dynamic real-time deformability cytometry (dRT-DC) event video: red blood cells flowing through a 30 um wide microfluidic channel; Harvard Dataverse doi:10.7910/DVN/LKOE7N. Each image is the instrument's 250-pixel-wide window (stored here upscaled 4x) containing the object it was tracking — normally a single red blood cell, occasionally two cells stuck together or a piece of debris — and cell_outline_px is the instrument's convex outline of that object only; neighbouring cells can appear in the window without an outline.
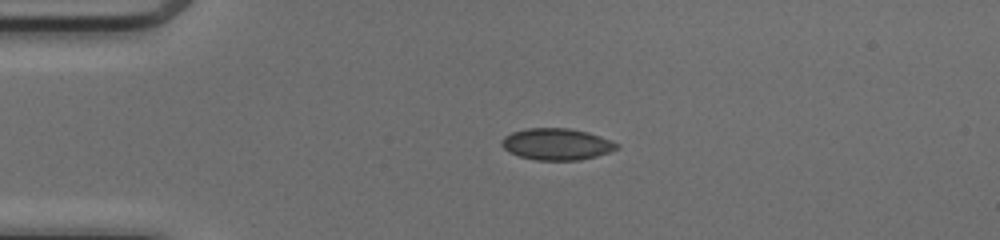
{"species": "common noctule bat (a hibernating species)", "species_latin": "Nyctalus noctula", "temperature_condition": "cold", "stored_images_in_passage": 39, "camera_frame_rate_fps": 3000, "um_per_image_px": 0.085, "animal": {"sex": "female", "body_mass_g": 17.0, "forearm_length_mm": 48.0}, "frame": {"image": 1, "passage_image": 1, "time_ms": 0.0, "image_size_px": [1000, 240], "cell_outline_px": [[620, 148], [596, 156], [580, 160], [536, 160], [520, 156], [508, 152], [500, 144], [500, 140], [504, 136], [512, 132], [528, 128], [568, 128], [588, 132], [612, 140], [620, 144]], "centroid_in_image_um": [47.32, 12.25], "position_along_channel_um": 37.7, "area_um2": 21.33}}
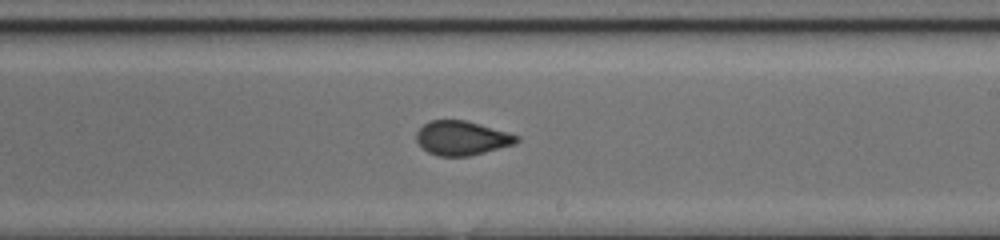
{"frame": {"image": 2, "passage_image": 19, "time_ms": 6.0, "image_size_px": [1000, 240], "cell_outline_px": [[520, 140], [516, 144], [468, 156], [440, 156], [428, 152], [416, 140], [416, 132], [424, 124], [432, 120], [464, 120], [508, 132], [520, 136]], "centroid_in_image_um": [39.28, 11.73], "position_along_channel_um": 249.7, "area_um2": 19.83}}
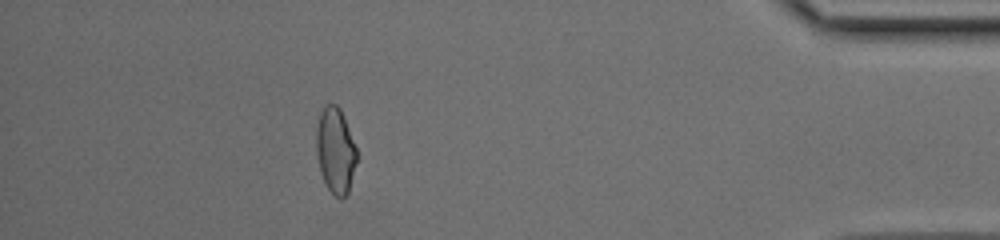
{"frame": {"image": 3, "passage_image": 34, "time_ms": 11.0, "image_size_px": [1000, 240], "cell_outline_px": [[356, 160], [348, 192], [344, 196], [336, 196], [328, 188], [320, 172], [316, 152], [316, 128], [320, 112], [324, 104], [336, 104], [340, 108], [356, 148]], "centroid_in_image_um": [28.48, 12.74], "position_along_channel_um": 406.7, "area_um2": 19.83}, "authors_computed_cell_mechanics": {"area_um2": 20.5768, "velocity_mm_per_s": 4.1483, "shape_relaxation_time_tau1_ms": null, "shape_relaxation_time_tau2_ms": 0.6397, "deformation_change_tau1": null, "deformation_change_tau2": 0.0433}}